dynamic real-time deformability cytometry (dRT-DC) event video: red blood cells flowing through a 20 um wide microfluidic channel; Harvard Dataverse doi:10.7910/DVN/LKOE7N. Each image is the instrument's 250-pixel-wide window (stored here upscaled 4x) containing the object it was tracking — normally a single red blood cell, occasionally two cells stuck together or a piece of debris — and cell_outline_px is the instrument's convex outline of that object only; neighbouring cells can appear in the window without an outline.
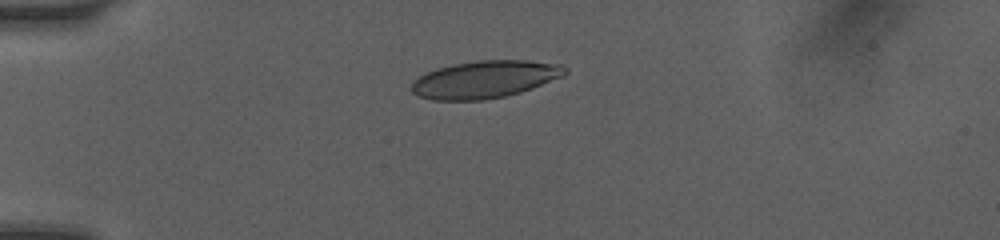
{"species": "human", "species_latin": "Homo sapiens", "temperature_condition": "room temperature", "stored_images_in_passage": 59, "camera_frame_rate_fps": 3000, "um_per_image_px": 0.085, "donor": {"sex": "female"}, "frame": {"image": 1, "passage_image": 1, "time_ms": 0.0, "image_size_px": [1000, 240], "cell_outline_px": [[568, 72], [564, 76], [532, 88], [520, 92], [504, 96], [484, 100], [432, 100], [416, 96], [412, 92], [412, 80], [436, 68], [452, 64], [476, 60], [528, 60], [560, 64], [568, 68]], "centroid_in_image_um": [41.21, 6.74], "position_along_channel_um": 43.8, "area_um2": 33.64}}
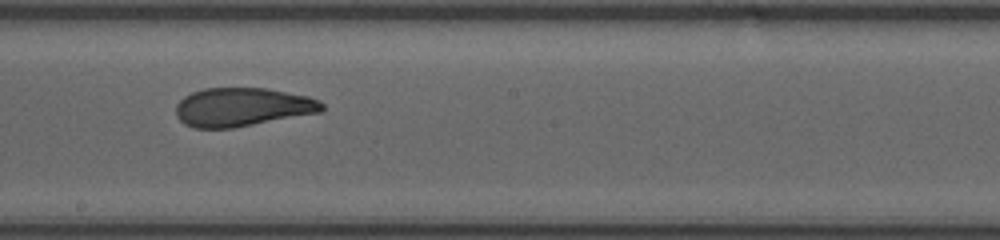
{"frame": {"image": 2, "passage_image": 24, "time_ms": 5.333, "image_size_px": [1000, 240], "cell_outline_px": [[324, 108], [320, 112], [232, 128], [196, 128], [184, 124], [176, 116], [176, 104], [184, 96], [192, 92], [204, 88], [264, 88], [308, 96], [320, 100], [324, 104]], "centroid_in_image_um": [20.57, 9.1], "position_along_channel_um": 227.6, "area_um2": 32.77}}
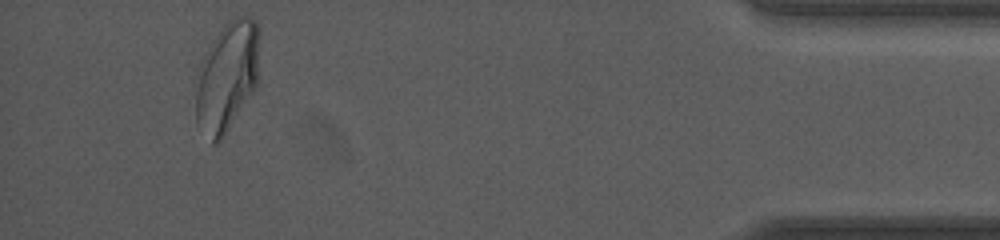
{"frame": {"image": 3, "passage_image": 53, "time_ms": 11.333, "image_size_px": [1000, 240], "cell_outline_px": [[260, 32], [256, 88], [220, 140], [216, 144], [212, 144], [196, 124], [196, 68], [200, 60], [212, 40], [224, 24], [228, 20], [244, 12], [252, 16], [256, 20], [260, 28]], "centroid_in_image_um": [19.29, 6.43], "position_along_channel_um": 415.9, "area_um2": 41.67}, "authors_computed_cell_mechanics": {"area_um2": 34.0442, "velocity_mm_per_s": 4.098, "shape_relaxation_time_tau1_ms": 9.9109, "shape_relaxation_time_tau2_ms": 0.9488, "deformation_change_tau1": 0.2432, "deformation_change_tau2": 0.0689}}